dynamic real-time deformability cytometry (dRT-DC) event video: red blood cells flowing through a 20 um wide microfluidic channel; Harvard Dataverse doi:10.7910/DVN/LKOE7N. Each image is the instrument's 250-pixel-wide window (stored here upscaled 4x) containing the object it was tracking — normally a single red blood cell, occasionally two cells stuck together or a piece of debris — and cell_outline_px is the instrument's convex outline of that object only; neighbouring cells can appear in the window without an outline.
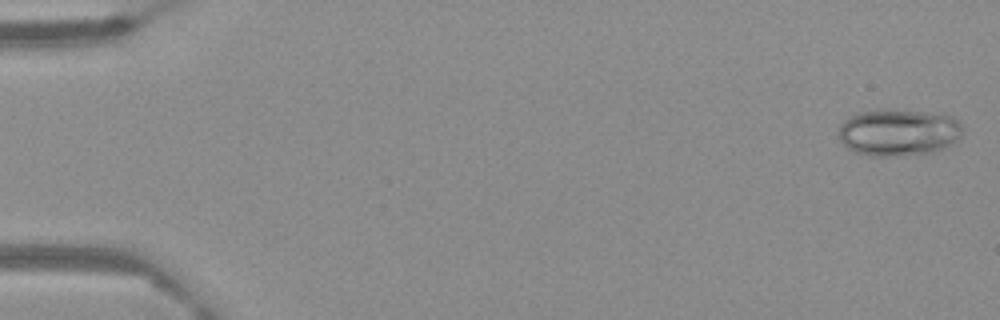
{"species": "Egyptian fruit bat (a non-hibernating species)", "species_latin": "Rousettus aegyptiacus", "temperature_condition": "warm", "stored_images_in_passage": 65, "camera_frame_rate_fps": 3000, "um_per_image_px": 0.085, "frame": {"image": 1, "passage_image": 2, "time_ms": 0.333, "image_size_px": [1000, 320], "cell_outline_px": [[964, 128], [960, 140], [936, 152], [892, 156], [868, 156], [856, 152], [848, 148], [836, 136], [840, 124], [848, 116], [856, 112], [880, 108], [888, 108], [924, 112], [952, 116], [960, 120]], "centroid_in_image_um": [76.37, 11.23], "position_along_channel_um": 8.6, "area_um2": 34.85}}
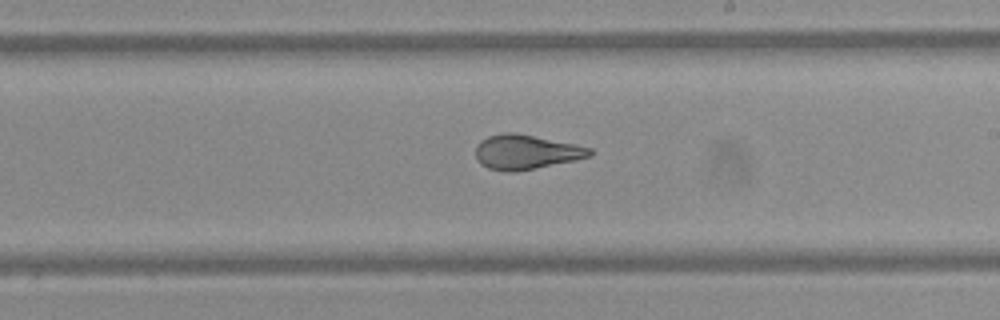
{"frame": {"image": 2, "passage_image": 39, "time_ms": 12.667, "image_size_px": [1000, 320], "cell_outline_px": [[592, 156], [576, 160], [516, 172], [504, 172], [488, 168], [480, 164], [476, 160], [476, 144], [480, 140], [488, 136], [504, 132], [516, 132], [576, 144], [592, 148]], "centroid_in_image_um": [44.69, 12.92], "position_along_channel_um": 244.3, "area_um2": 23.35}}
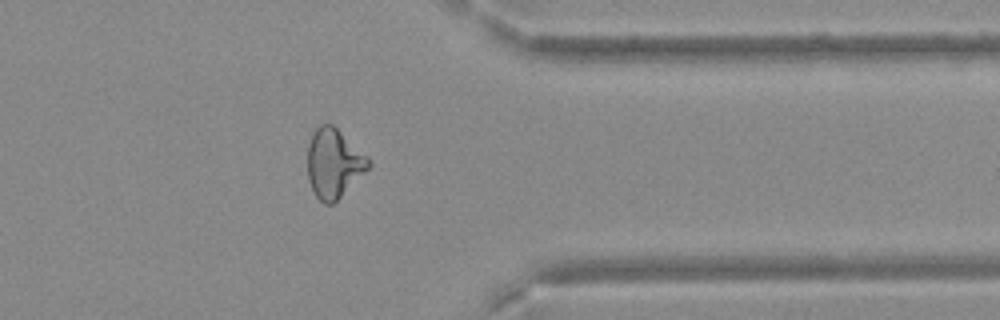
{"frame": {"image": 3, "passage_image": 53, "time_ms": 17.333, "image_size_px": [1000, 320], "cell_outline_px": [[372, 164], [332, 204], [324, 204], [316, 196], [308, 180], [308, 144], [312, 132], [320, 124], [332, 124], [368, 156]], "centroid_in_image_um": [28.35, 13.85], "position_along_channel_um": 383.0, "area_um2": 24.22}}